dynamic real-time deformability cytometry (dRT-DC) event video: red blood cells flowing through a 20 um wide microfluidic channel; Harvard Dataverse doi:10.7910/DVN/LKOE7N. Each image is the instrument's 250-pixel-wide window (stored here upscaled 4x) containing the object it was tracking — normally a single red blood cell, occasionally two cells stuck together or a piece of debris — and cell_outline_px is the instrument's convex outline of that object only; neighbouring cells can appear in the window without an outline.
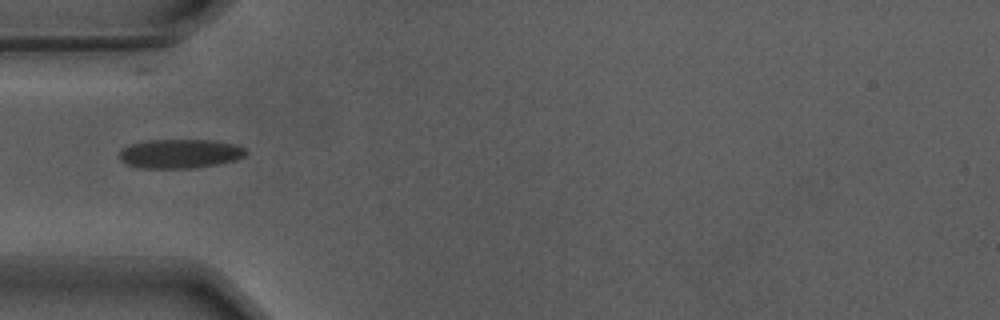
{"species": "Egyptian fruit bat (a non-hibernating species)", "species_latin": "Rousettus aegyptiacus", "temperature_condition": "warm", "stored_images_in_passage": 39, "camera_frame_rate_fps": 3000, "um_per_image_px": 0.085, "animal": {"sex": "male"}, "frame": {"image": 1, "passage_image": 1, "time_ms": 0.0, "image_size_px": [1000, 320], "cell_outline_px": [[248, 152], [244, 156], [236, 160], [220, 164], [188, 168], [144, 168], [128, 164], [120, 160], [120, 152], [128, 144], [148, 140], [212, 140], [236, 144], [244, 148]], "centroid_in_image_um": [15.33, 13.05], "position_along_channel_um": 69.7, "area_um2": 21.44}}
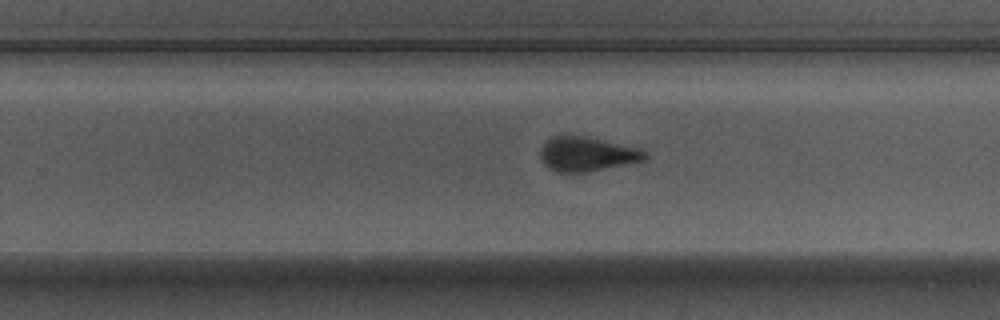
{"frame": {"image": 2, "passage_image": 18, "time_ms": 5.667, "image_size_px": [1000, 320], "cell_outline_px": [[648, 156], [644, 160], [588, 172], [556, 172], [548, 168], [544, 164], [540, 156], [540, 152], [544, 144], [552, 136], [564, 132], [584, 136], [636, 148], [644, 152]], "centroid_in_image_um": [49.8, 13.08], "position_along_channel_um": 280.0, "area_um2": 20.92}}
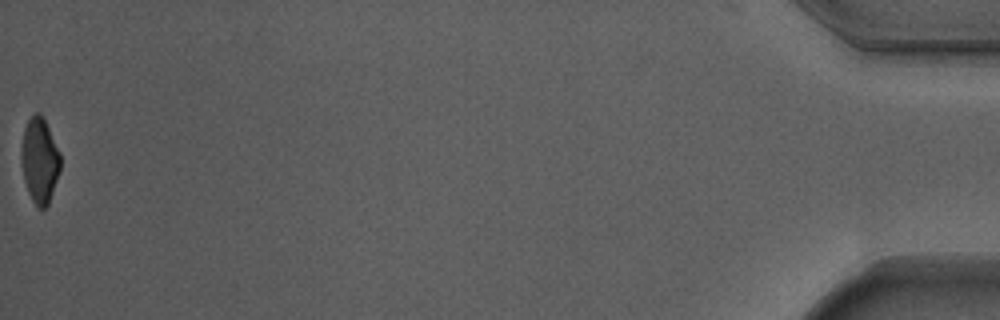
{"frame": {"image": 3, "passage_image": 39, "time_ms": 12.667, "image_size_px": [1000, 320], "cell_outline_px": [[60, 168], [48, 204], [44, 208], [40, 208], [32, 200], [28, 192], [24, 180], [24, 128], [28, 120], [36, 112], [40, 112], [60, 152]], "centroid_in_image_um": [3.41, 13.64], "position_along_channel_um": 431.8, "area_um2": 18.32}, "authors_computed_cell_mechanics": {"area_um2": 21.386, "velocity_mm_per_s": 3.705, "shape_relaxation_time_tau1_ms": 3.4355, "shape_relaxation_time_tau2_ms": 1.1375, "deformation_change_tau1": 0.1417, "deformation_change_tau2": 0.0485}}